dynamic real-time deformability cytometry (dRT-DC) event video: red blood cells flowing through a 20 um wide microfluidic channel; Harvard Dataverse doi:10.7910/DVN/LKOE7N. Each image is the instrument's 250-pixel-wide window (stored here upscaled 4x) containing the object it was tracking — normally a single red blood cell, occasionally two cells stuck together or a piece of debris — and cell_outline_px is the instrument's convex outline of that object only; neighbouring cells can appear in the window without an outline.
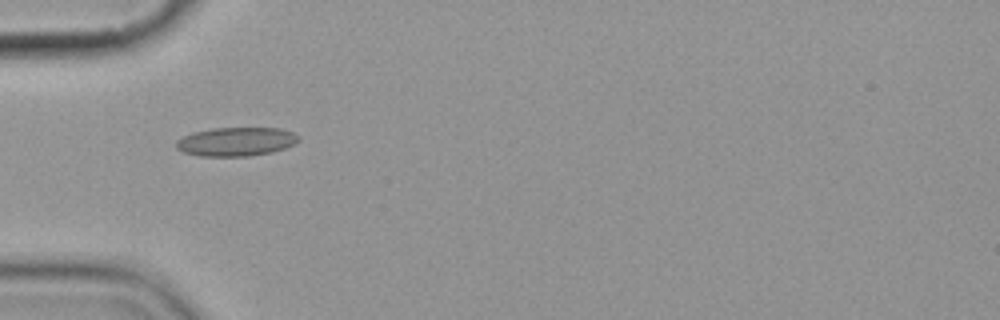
{"species": "common noctule bat (a hibernating species)", "species_latin": "Nyctalus noctula", "temperature_condition": "cold", "stored_images_in_passage": 15, "camera_frame_rate_fps": 3000, "um_per_image_px": 0.085, "animal": {"sex": "female", "body_mass_g": 19.9}, "frame": {"image": 1, "passage_image": 5, "time_ms": 5.333, "image_size_px": [1000, 320], "cell_outline_px": [[300, 140], [296, 144], [272, 152], [248, 156], [200, 156], [184, 152], [176, 148], [176, 140], [192, 132], [212, 128], [280, 128], [292, 132], [300, 136]], "centroid_in_image_um": [20.09, 12.03], "position_along_channel_um": 64.9, "area_um2": 20.63}}
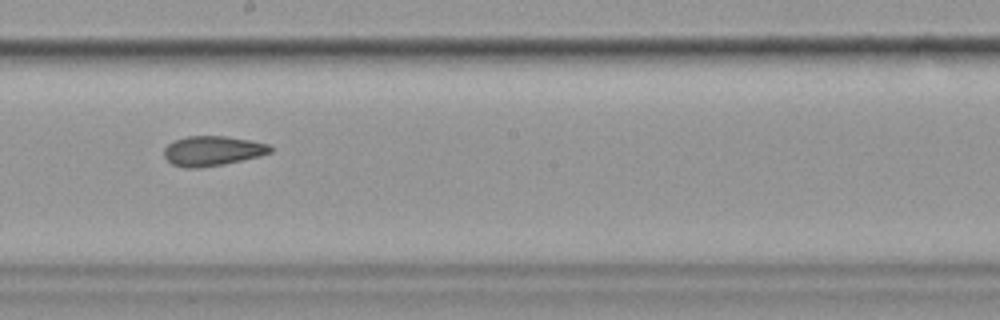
{"frame": {"image": 2, "passage_image": 9, "time_ms": 10.0, "image_size_px": [1000, 320], "cell_outline_px": [[272, 152], [260, 156], [224, 164], [200, 168], [184, 168], [172, 164], [164, 156], [164, 148], [168, 144], [176, 140], [188, 136], [224, 136], [248, 140], [268, 144], [272, 148]], "centroid_in_image_um": [18.05, 12.83], "position_along_channel_um": 230.2, "area_um2": 18.38}}
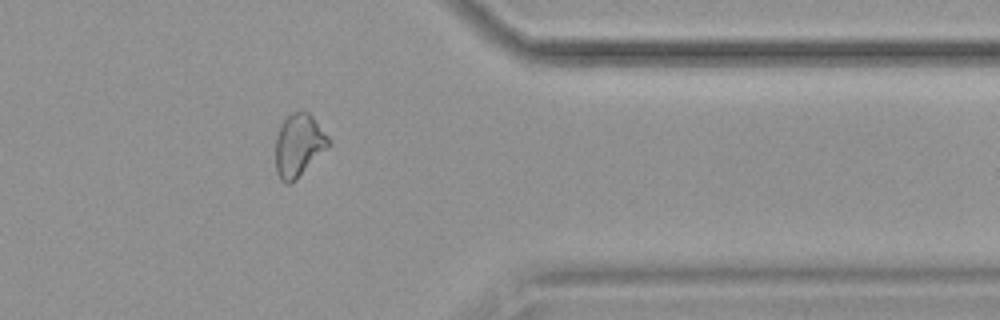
{"frame": {"image": 3, "passage_image": 13, "time_ms": 14.667, "image_size_px": [1000, 320], "cell_outline_px": [[332, 144], [292, 184], [284, 184], [280, 180], [276, 172], [276, 136], [280, 124], [292, 112], [308, 112], [312, 116], [328, 136]], "centroid_in_image_um": [25.39, 12.38], "position_along_channel_um": 386.0, "area_um2": 19.54}, "authors_computed_cell_mechanics": {"area_um2": 18.9006, "velocity_mm_per_s": 3.5872, "shape_relaxation_time_tau1_ms": 3.3253, "shape_relaxation_time_tau2_ms": 2.9039, "deformation_change_tau1": 0.1102, "deformation_change_tau2": 0.095}}